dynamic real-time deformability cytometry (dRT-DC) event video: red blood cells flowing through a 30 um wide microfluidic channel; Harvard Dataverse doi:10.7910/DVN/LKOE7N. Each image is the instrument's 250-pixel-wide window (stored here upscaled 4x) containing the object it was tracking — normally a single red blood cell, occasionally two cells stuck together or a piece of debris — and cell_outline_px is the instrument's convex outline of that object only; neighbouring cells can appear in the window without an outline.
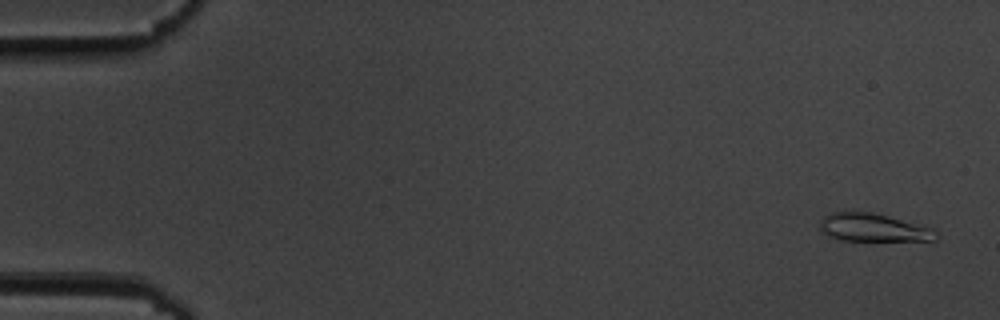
{"species": "common noctule bat (a hibernating species)", "species_latin": "Nyctalus noctula", "temperature_condition": "cold", "stored_images_in_passage": 55, "camera_frame_rate_fps": 3000, "um_per_image_px": 0.085, "animal": {"sex": "male", "body_mass_g": 19.5, "forearm_length_mm": 54.6}, "frame": {"image": 1, "passage_image": 2, "time_ms": 0.333, "image_size_px": [1000, 320], "cell_outline_px": [[936, 240], [840, 240], [820, 232], [820, 220], [824, 216], [832, 212], [872, 212], [936, 228]], "centroid_in_image_um": [74.22, 19.34], "position_along_channel_um": 10.8, "area_um2": 18.9}}
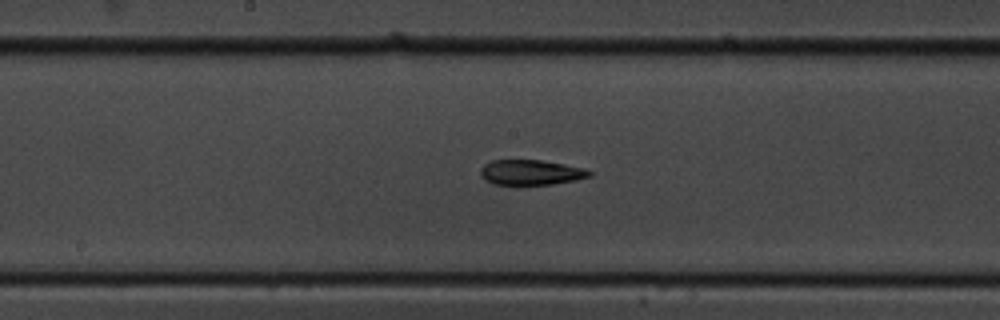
{"frame": {"image": 2, "passage_image": 29, "time_ms": 9.333, "image_size_px": [1000, 320], "cell_outline_px": [[592, 176], [576, 180], [552, 184], [516, 188], [492, 184], [484, 180], [480, 176], [480, 168], [484, 164], [492, 160], [540, 160], [564, 164], [584, 168], [592, 172]], "centroid_in_image_um": [45.06, 14.71], "position_along_channel_um": 203.1, "area_um2": 16.88}}
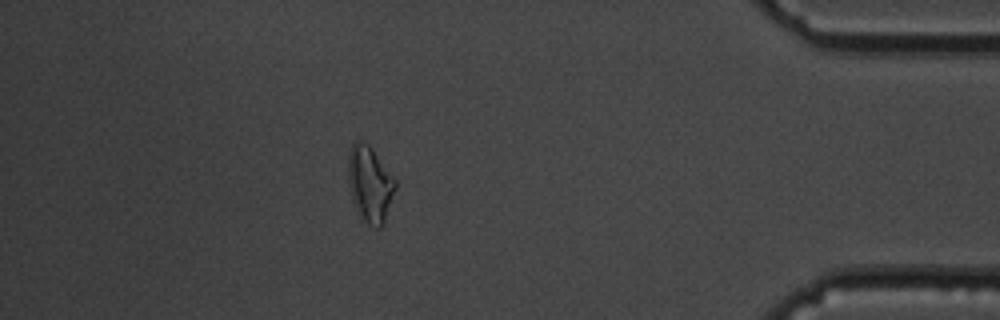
{"frame": {"image": 3, "passage_image": 49, "time_ms": 16.0, "image_size_px": [1000, 320], "cell_outline_px": [[396, 188], [384, 224], [380, 228], [376, 228], [368, 224], [356, 212], [352, 200], [348, 184], [348, 152], [352, 144], [356, 140], [360, 140], [368, 144], [372, 148], [396, 180]], "centroid_in_image_um": [31.43, 15.65], "position_along_channel_um": 403.8, "area_um2": 21.15}, "authors_computed_cell_mechanics": {"area_um2": 17.629, "velocity_mm_per_s": 3.6151, "shape_relaxation_time_tau1_ms": 5.6413, "shape_relaxation_time_tau2_ms": 4.1831, "deformation_change_tau1": 0.1496, "deformation_change_tau2": 0.1223}}